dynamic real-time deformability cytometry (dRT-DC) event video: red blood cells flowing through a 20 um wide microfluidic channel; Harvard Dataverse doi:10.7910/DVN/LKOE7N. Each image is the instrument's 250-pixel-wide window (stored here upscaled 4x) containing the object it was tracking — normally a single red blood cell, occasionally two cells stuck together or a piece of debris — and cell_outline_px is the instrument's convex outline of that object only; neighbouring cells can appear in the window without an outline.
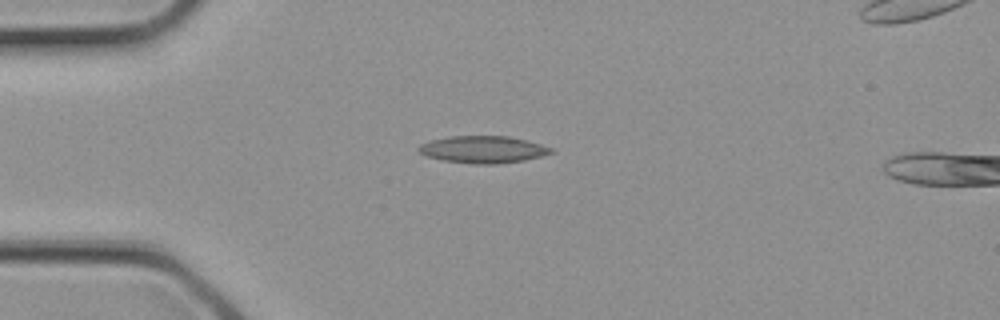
{"species": "common noctule bat (a hibernating species)", "species_latin": "Nyctalus noctula", "temperature_condition": "cold", "stored_images_in_passage": 3, "camera_frame_rate_fps": 3000, "um_per_image_px": 0.085, "animal": {"sex": "female", "body_mass_g": 21.9}, "frame": {"image": 1, "passage_image": 2, "time_ms": 0.333, "image_size_px": [1000, 320], "cell_outline_px": [[552, 152], [540, 156], [524, 160], [496, 164], [472, 164], [444, 160], [428, 156], [420, 152], [416, 148], [420, 144], [432, 140], [448, 136], [508, 136], [540, 144], [552, 148]], "centroid_in_image_um": [41.02, 12.7], "position_along_channel_um": 44.0, "area_um2": 20.63}}